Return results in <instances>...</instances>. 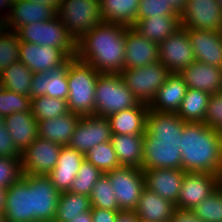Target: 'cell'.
I'll use <instances>...</instances> for the list:
<instances>
[{
	"label": "cell",
	"mask_w": 222,
	"mask_h": 222,
	"mask_svg": "<svg viewBox=\"0 0 222 222\" xmlns=\"http://www.w3.org/2000/svg\"><path fill=\"white\" fill-rule=\"evenodd\" d=\"M185 123L176 113L148 111L143 138V171L153 168L182 170L180 142Z\"/></svg>",
	"instance_id": "obj_1"
},
{
	"label": "cell",
	"mask_w": 222,
	"mask_h": 222,
	"mask_svg": "<svg viewBox=\"0 0 222 222\" xmlns=\"http://www.w3.org/2000/svg\"><path fill=\"white\" fill-rule=\"evenodd\" d=\"M125 28L103 22L76 42V58L99 73L120 74L124 70Z\"/></svg>",
	"instance_id": "obj_2"
},
{
	"label": "cell",
	"mask_w": 222,
	"mask_h": 222,
	"mask_svg": "<svg viewBox=\"0 0 222 222\" xmlns=\"http://www.w3.org/2000/svg\"><path fill=\"white\" fill-rule=\"evenodd\" d=\"M181 137L183 171L222 177V132L204 122H186Z\"/></svg>",
	"instance_id": "obj_3"
},
{
	"label": "cell",
	"mask_w": 222,
	"mask_h": 222,
	"mask_svg": "<svg viewBox=\"0 0 222 222\" xmlns=\"http://www.w3.org/2000/svg\"><path fill=\"white\" fill-rule=\"evenodd\" d=\"M99 72L75 58L68 66V110L80 116L95 115V91Z\"/></svg>",
	"instance_id": "obj_4"
},
{
	"label": "cell",
	"mask_w": 222,
	"mask_h": 222,
	"mask_svg": "<svg viewBox=\"0 0 222 222\" xmlns=\"http://www.w3.org/2000/svg\"><path fill=\"white\" fill-rule=\"evenodd\" d=\"M139 103L120 74L99 73L95 91V115L109 117L134 108Z\"/></svg>",
	"instance_id": "obj_5"
},
{
	"label": "cell",
	"mask_w": 222,
	"mask_h": 222,
	"mask_svg": "<svg viewBox=\"0 0 222 222\" xmlns=\"http://www.w3.org/2000/svg\"><path fill=\"white\" fill-rule=\"evenodd\" d=\"M56 16L63 22L75 42L104 22L100 0H62L56 10Z\"/></svg>",
	"instance_id": "obj_6"
},
{
	"label": "cell",
	"mask_w": 222,
	"mask_h": 222,
	"mask_svg": "<svg viewBox=\"0 0 222 222\" xmlns=\"http://www.w3.org/2000/svg\"><path fill=\"white\" fill-rule=\"evenodd\" d=\"M15 33L20 42L53 46L59 48L68 58L76 56V42L57 16L48 21L23 25Z\"/></svg>",
	"instance_id": "obj_7"
},
{
	"label": "cell",
	"mask_w": 222,
	"mask_h": 222,
	"mask_svg": "<svg viewBox=\"0 0 222 222\" xmlns=\"http://www.w3.org/2000/svg\"><path fill=\"white\" fill-rule=\"evenodd\" d=\"M169 70L161 63L124 69L120 75L125 85L140 102L149 105L166 81Z\"/></svg>",
	"instance_id": "obj_8"
},
{
	"label": "cell",
	"mask_w": 222,
	"mask_h": 222,
	"mask_svg": "<svg viewBox=\"0 0 222 222\" xmlns=\"http://www.w3.org/2000/svg\"><path fill=\"white\" fill-rule=\"evenodd\" d=\"M105 174L113 187L120 211H134L145 188L143 170L134 166H121Z\"/></svg>",
	"instance_id": "obj_9"
},
{
	"label": "cell",
	"mask_w": 222,
	"mask_h": 222,
	"mask_svg": "<svg viewBox=\"0 0 222 222\" xmlns=\"http://www.w3.org/2000/svg\"><path fill=\"white\" fill-rule=\"evenodd\" d=\"M179 16L185 29L222 32V6L218 0H187Z\"/></svg>",
	"instance_id": "obj_10"
},
{
	"label": "cell",
	"mask_w": 222,
	"mask_h": 222,
	"mask_svg": "<svg viewBox=\"0 0 222 222\" xmlns=\"http://www.w3.org/2000/svg\"><path fill=\"white\" fill-rule=\"evenodd\" d=\"M23 177L31 184L32 222H54L60 192L47 176Z\"/></svg>",
	"instance_id": "obj_11"
},
{
	"label": "cell",
	"mask_w": 222,
	"mask_h": 222,
	"mask_svg": "<svg viewBox=\"0 0 222 222\" xmlns=\"http://www.w3.org/2000/svg\"><path fill=\"white\" fill-rule=\"evenodd\" d=\"M158 51L159 62H161L170 73H180L195 62L188 32L182 26L166 40L158 44Z\"/></svg>",
	"instance_id": "obj_12"
},
{
	"label": "cell",
	"mask_w": 222,
	"mask_h": 222,
	"mask_svg": "<svg viewBox=\"0 0 222 222\" xmlns=\"http://www.w3.org/2000/svg\"><path fill=\"white\" fill-rule=\"evenodd\" d=\"M62 146L38 137L23 153V175L47 176L57 164Z\"/></svg>",
	"instance_id": "obj_13"
},
{
	"label": "cell",
	"mask_w": 222,
	"mask_h": 222,
	"mask_svg": "<svg viewBox=\"0 0 222 222\" xmlns=\"http://www.w3.org/2000/svg\"><path fill=\"white\" fill-rule=\"evenodd\" d=\"M111 138L108 117L85 115L81 116L68 146L85 154L95 145L111 141Z\"/></svg>",
	"instance_id": "obj_14"
},
{
	"label": "cell",
	"mask_w": 222,
	"mask_h": 222,
	"mask_svg": "<svg viewBox=\"0 0 222 222\" xmlns=\"http://www.w3.org/2000/svg\"><path fill=\"white\" fill-rule=\"evenodd\" d=\"M221 184V176L211 173L186 172L176 207L192 210Z\"/></svg>",
	"instance_id": "obj_15"
},
{
	"label": "cell",
	"mask_w": 222,
	"mask_h": 222,
	"mask_svg": "<svg viewBox=\"0 0 222 222\" xmlns=\"http://www.w3.org/2000/svg\"><path fill=\"white\" fill-rule=\"evenodd\" d=\"M76 57L68 58L63 64L51 68L48 72L33 73L29 97L49 96L67 100L69 86L67 81V69Z\"/></svg>",
	"instance_id": "obj_16"
},
{
	"label": "cell",
	"mask_w": 222,
	"mask_h": 222,
	"mask_svg": "<svg viewBox=\"0 0 222 222\" xmlns=\"http://www.w3.org/2000/svg\"><path fill=\"white\" fill-rule=\"evenodd\" d=\"M159 62L158 44L152 42L132 27L125 28L124 69H131Z\"/></svg>",
	"instance_id": "obj_17"
},
{
	"label": "cell",
	"mask_w": 222,
	"mask_h": 222,
	"mask_svg": "<svg viewBox=\"0 0 222 222\" xmlns=\"http://www.w3.org/2000/svg\"><path fill=\"white\" fill-rule=\"evenodd\" d=\"M67 59L68 57L59 48L20 42L19 60L33 73L48 72Z\"/></svg>",
	"instance_id": "obj_18"
},
{
	"label": "cell",
	"mask_w": 222,
	"mask_h": 222,
	"mask_svg": "<svg viewBox=\"0 0 222 222\" xmlns=\"http://www.w3.org/2000/svg\"><path fill=\"white\" fill-rule=\"evenodd\" d=\"M195 61L222 68V32L186 29Z\"/></svg>",
	"instance_id": "obj_19"
},
{
	"label": "cell",
	"mask_w": 222,
	"mask_h": 222,
	"mask_svg": "<svg viewBox=\"0 0 222 222\" xmlns=\"http://www.w3.org/2000/svg\"><path fill=\"white\" fill-rule=\"evenodd\" d=\"M145 187L160 197L177 204L185 171L168 168H153L143 171Z\"/></svg>",
	"instance_id": "obj_20"
},
{
	"label": "cell",
	"mask_w": 222,
	"mask_h": 222,
	"mask_svg": "<svg viewBox=\"0 0 222 222\" xmlns=\"http://www.w3.org/2000/svg\"><path fill=\"white\" fill-rule=\"evenodd\" d=\"M6 222H32L31 184L22 176L6 190Z\"/></svg>",
	"instance_id": "obj_21"
},
{
	"label": "cell",
	"mask_w": 222,
	"mask_h": 222,
	"mask_svg": "<svg viewBox=\"0 0 222 222\" xmlns=\"http://www.w3.org/2000/svg\"><path fill=\"white\" fill-rule=\"evenodd\" d=\"M55 16L56 10L50 6L26 0H15L9 16L1 26L4 29L15 32L23 25L48 21Z\"/></svg>",
	"instance_id": "obj_22"
},
{
	"label": "cell",
	"mask_w": 222,
	"mask_h": 222,
	"mask_svg": "<svg viewBox=\"0 0 222 222\" xmlns=\"http://www.w3.org/2000/svg\"><path fill=\"white\" fill-rule=\"evenodd\" d=\"M84 159L83 153L68 145L62 146L57 164L47 175L60 193L68 192L71 189L72 182L75 180Z\"/></svg>",
	"instance_id": "obj_23"
},
{
	"label": "cell",
	"mask_w": 222,
	"mask_h": 222,
	"mask_svg": "<svg viewBox=\"0 0 222 222\" xmlns=\"http://www.w3.org/2000/svg\"><path fill=\"white\" fill-rule=\"evenodd\" d=\"M187 88L202 90L210 95L222 91V68L195 61L179 73Z\"/></svg>",
	"instance_id": "obj_24"
},
{
	"label": "cell",
	"mask_w": 222,
	"mask_h": 222,
	"mask_svg": "<svg viewBox=\"0 0 222 222\" xmlns=\"http://www.w3.org/2000/svg\"><path fill=\"white\" fill-rule=\"evenodd\" d=\"M187 91V85L179 73H170L148 105L149 110L177 113Z\"/></svg>",
	"instance_id": "obj_25"
},
{
	"label": "cell",
	"mask_w": 222,
	"mask_h": 222,
	"mask_svg": "<svg viewBox=\"0 0 222 222\" xmlns=\"http://www.w3.org/2000/svg\"><path fill=\"white\" fill-rule=\"evenodd\" d=\"M4 125L20 153L38 138V121L31 112H17L6 116Z\"/></svg>",
	"instance_id": "obj_26"
},
{
	"label": "cell",
	"mask_w": 222,
	"mask_h": 222,
	"mask_svg": "<svg viewBox=\"0 0 222 222\" xmlns=\"http://www.w3.org/2000/svg\"><path fill=\"white\" fill-rule=\"evenodd\" d=\"M175 209V204L145 187L134 213L140 222H170Z\"/></svg>",
	"instance_id": "obj_27"
},
{
	"label": "cell",
	"mask_w": 222,
	"mask_h": 222,
	"mask_svg": "<svg viewBox=\"0 0 222 222\" xmlns=\"http://www.w3.org/2000/svg\"><path fill=\"white\" fill-rule=\"evenodd\" d=\"M149 108L139 103L136 107L122 110L108 117L112 135H144Z\"/></svg>",
	"instance_id": "obj_28"
},
{
	"label": "cell",
	"mask_w": 222,
	"mask_h": 222,
	"mask_svg": "<svg viewBox=\"0 0 222 222\" xmlns=\"http://www.w3.org/2000/svg\"><path fill=\"white\" fill-rule=\"evenodd\" d=\"M81 116L67 112L56 118L38 121V137L48 139L61 146L69 144Z\"/></svg>",
	"instance_id": "obj_29"
},
{
	"label": "cell",
	"mask_w": 222,
	"mask_h": 222,
	"mask_svg": "<svg viewBox=\"0 0 222 222\" xmlns=\"http://www.w3.org/2000/svg\"><path fill=\"white\" fill-rule=\"evenodd\" d=\"M181 27L179 15H159L136 21L132 28L144 38L161 43Z\"/></svg>",
	"instance_id": "obj_30"
},
{
	"label": "cell",
	"mask_w": 222,
	"mask_h": 222,
	"mask_svg": "<svg viewBox=\"0 0 222 222\" xmlns=\"http://www.w3.org/2000/svg\"><path fill=\"white\" fill-rule=\"evenodd\" d=\"M143 138L144 135H112L111 142L121 166L142 167Z\"/></svg>",
	"instance_id": "obj_31"
},
{
	"label": "cell",
	"mask_w": 222,
	"mask_h": 222,
	"mask_svg": "<svg viewBox=\"0 0 222 222\" xmlns=\"http://www.w3.org/2000/svg\"><path fill=\"white\" fill-rule=\"evenodd\" d=\"M140 0H100L104 22L132 27L137 21Z\"/></svg>",
	"instance_id": "obj_32"
},
{
	"label": "cell",
	"mask_w": 222,
	"mask_h": 222,
	"mask_svg": "<svg viewBox=\"0 0 222 222\" xmlns=\"http://www.w3.org/2000/svg\"><path fill=\"white\" fill-rule=\"evenodd\" d=\"M210 94L187 88L177 115L186 122H204Z\"/></svg>",
	"instance_id": "obj_33"
},
{
	"label": "cell",
	"mask_w": 222,
	"mask_h": 222,
	"mask_svg": "<svg viewBox=\"0 0 222 222\" xmlns=\"http://www.w3.org/2000/svg\"><path fill=\"white\" fill-rule=\"evenodd\" d=\"M32 75L33 72L20 60L14 62L0 73L2 88L29 96Z\"/></svg>",
	"instance_id": "obj_34"
},
{
	"label": "cell",
	"mask_w": 222,
	"mask_h": 222,
	"mask_svg": "<svg viewBox=\"0 0 222 222\" xmlns=\"http://www.w3.org/2000/svg\"><path fill=\"white\" fill-rule=\"evenodd\" d=\"M90 210V196L63 192L59 195L54 222H70L74 216Z\"/></svg>",
	"instance_id": "obj_35"
},
{
	"label": "cell",
	"mask_w": 222,
	"mask_h": 222,
	"mask_svg": "<svg viewBox=\"0 0 222 222\" xmlns=\"http://www.w3.org/2000/svg\"><path fill=\"white\" fill-rule=\"evenodd\" d=\"M84 158L103 174L121 167L111 141L95 145L84 154Z\"/></svg>",
	"instance_id": "obj_36"
},
{
	"label": "cell",
	"mask_w": 222,
	"mask_h": 222,
	"mask_svg": "<svg viewBox=\"0 0 222 222\" xmlns=\"http://www.w3.org/2000/svg\"><path fill=\"white\" fill-rule=\"evenodd\" d=\"M68 110L67 100L38 96L31 99V113L37 121L56 118L64 115Z\"/></svg>",
	"instance_id": "obj_37"
},
{
	"label": "cell",
	"mask_w": 222,
	"mask_h": 222,
	"mask_svg": "<svg viewBox=\"0 0 222 222\" xmlns=\"http://www.w3.org/2000/svg\"><path fill=\"white\" fill-rule=\"evenodd\" d=\"M91 208H101L111 211H120L117 204L116 195L109 181L108 176L104 173L93 186L90 195Z\"/></svg>",
	"instance_id": "obj_38"
},
{
	"label": "cell",
	"mask_w": 222,
	"mask_h": 222,
	"mask_svg": "<svg viewBox=\"0 0 222 222\" xmlns=\"http://www.w3.org/2000/svg\"><path fill=\"white\" fill-rule=\"evenodd\" d=\"M102 175L103 173L98 168L84 159L69 191L74 194L90 196L93 186Z\"/></svg>",
	"instance_id": "obj_39"
},
{
	"label": "cell",
	"mask_w": 222,
	"mask_h": 222,
	"mask_svg": "<svg viewBox=\"0 0 222 222\" xmlns=\"http://www.w3.org/2000/svg\"><path fill=\"white\" fill-rule=\"evenodd\" d=\"M192 210L203 222H222V184Z\"/></svg>",
	"instance_id": "obj_40"
},
{
	"label": "cell",
	"mask_w": 222,
	"mask_h": 222,
	"mask_svg": "<svg viewBox=\"0 0 222 222\" xmlns=\"http://www.w3.org/2000/svg\"><path fill=\"white\" fill-rule=\"evenodd\" d=\"M20 40L15 32L0 25V73L10 64L19 61Z\"/></svg>",
	"instance_id": "obj_41"
},
{
	"label": "cell",
	"mask_w": 222,
	"mask_h": 222,
	"mask_svg": "<svg viewBox=\"0 0 222 222\" xmlns=\"http://www.w3.org/2000/svg\"><path fill=\"white\" fill-rule=\"evenodd\" d=\"M17 112H31V98L2 88L0 90V116Z\"/></svg>",
	"instance_id": "obj_42"
},
{
	"label": "cell",
	"mask_w": 222,
	"mask_h": 222,
	"mask_svg": "<svg viewBox=\"0 0 222 222\" xmlns=\"http://www.w3.org/2000/svg\"><path fill=\"white\" fill-rule=\"evenodd\" d=\"M159 15H180L167 0H140L138 4L137 21Z\"/></svg>",
	"instance_id": "obj_43"
},
{
	"label": "cell",
	"mask_w": 222,
	"mask_h": 222,
	"mask_svg": "<svg viewBox=\"0 0 222 222\" xmlns=\"http://www.w3.org/2000/svg\"><path fill=\"white\" fill-rule=\"evenodd\" d=\"M22 176L21 158H0V187L8 188Z\"/></svg>",
	"instance_id": "obj_44"
},
{
	"label": "cell",
	"mask_w": 222,
	"mask_h": 222,
	"mask_svg": "<svg viewBox=\"0 0 222 222\" xmlns=\"http://www.w3.org/2000/svg\"><path fill=\"white\" fill-rule=\"evenodd\" d=\"M204 124L222 132V91L210 95Z\"/></svg>",
	"instance_id": "obj_45"
},
{
	"label": "cell",
	"mask_w": 222,
	"mask_h": 222,
	"mask_svg": "<svg viewBox=\"0 0 222 222\" xmlns=\"http://www.w3.org/2000/svg\"><path fill=\"white\" fill-rule=\"evenodd\" d=\"M0 158H21L5 125L0 131Z\"/></svg>",
	"instance_id": "obj_46"
},
{
	"label": "cell",
	"mask_w": 222,
	"mask_h": 222,
	"mask_svg": "<svg viewBox=\"0 0 222 222\" xmlns=\"http://www.w3.org/2000/svg\"><path fill=\"white\" fill-rule=\"evenodd\" d=\"M120 211L91 208L92 222H115Z\"/></svg>",
	"instance_id": "obj_47"
},
{
	"label": "cell",
	"mask_w": 222,
	"mask_h": 222,
	"mask_svg": "<svg viewBox=\"0 0 222 222\" xmlns=\"http://www.w3.org/2000/svg\"><path fill=\"white\" fill-rule=\"evenodd\" d=\"M170 222H203L189 209L177 208L173 212Z\"/></svg>",
	"instance_id": "obj_48"
},
{
	"label": "cell",
	"mask_w": 222,
	"mask_h": 222,
	"mask_svg": "<svg viewBox=\"0 0 222 222\" xmlns=\"http://www.w3.org/2000/svg\"><path fill=\"white\" fill-rule=\"evenodd\" d=\"M14 1L15 0H0V25L9 16ZM4 10H6V12Z\"/></svg>",
	"instance_id": "obj_49"
},
{
	"label": "cell",
	"mask_w": 222,
	"mask_h": 222,
	"mask_svg": "<svg viewBox=\"0 0 222 222\" xmlns=\"http://www.w3.org/2000/svg\"><path fill=\"white\" fill-rule=\"evenodd\" d=\"M115 222H140L134 211H120Z\"/></svg>",
	"instance_id": "obj_50"
},
{
	"label": "cell",
	"mask_w": 222,
	"mask_h": 222,
	"mask_svg": "<svg viewBox=\"0 0 222 222\" xmlns=\"http://www.w3.org/2000/svg\"><path fill=\"white\" fill-rule=\"evenodd\" d=\"M70 222H92V214L90 211H85L78 216H74V219Z\"/></svg>",
	"instance_id": "obj_51"
},
{
	"label": "cell",
	"mask_w": 222,
	"mask_h": 222,
	"mask_svg": "<svg viewBox=\"0 0 222 222\" xmlns=\"http://www.w3.org/2000/svg\"><path fill=\"white\" fill-rule=\"evenodd\" d=\"M168 3L180 14L185 8L187 0H167Z\"/></svg>",
	"instance_id": "obj_52"
},
{
	"label": "cell",
	"mask_w": 222,
	"mask_h": 222,
	"mask_svg": "<svg viewBox=\"0 0 222 222\" xmlns=\"http://www.w3.org/2000/svg\"><path fill=\"white\" fill-rule=\"evenodd\" d=\"M26 1L41 3L57 10L62 0H26Z\"/></svg>",
	"instance_id": "obj_53"
},
{
	"label": "cell",
	"mask_w": 222,
	"mask_h": 222,
	"mask_svg": "<svg viewBox=\"0 0 222 222\" xmlns=\"http://www.w3.org/2000/svg\"><path fill=\"white\" fill-rule=\"evenodd\" d=\"M7 188L0 187V211L4 210Z\"/></svg>",
	"instance_id": "obj_54"
},
{
	"label": "cell",
	"mask_w": 222,
	"mask_h": 222,
	"mask_svg": "<svg viewBox=\"0 0 222 222\" xmlns=\"http://www.w3.org/2000/svg\"><path fill=\"white\" fill-rule=\"evenodd\" d=\"M0 222H6V217L3 211H0Z\"/></svg>",
	"instance_id": "obj_55"
},
{
	"label": "cell",
	"mask_w": 222,
	"mask_h": 222,
	"mask_svg": "<svg viewBox=\"0 0 222 222\" xmlns=\"http://www.w3.org/2000/svg\"><path fill=\"white\" fill-rule=\"evenodd\" d=\"M2 126H4V117L0 116V131H2Z\"/></svg>",
	"instance_id": "obj_56"
},
{
	"label": "cell",
	"mask_w": 222,
	"mask_h": 222,
	"mask_svg": "<svg viewBox=\"0 0 222 222\" xmlns=\"http://www.w3.org/2000/svg\"><path fill=\"white\" fill-rule=\"evenodd\" d=\"M2 89V82H1V79H0V90Z\"/></svg>",
	"instance_id": "obj_57"
},
{
	"label": "cell",
	"mask_w": 222,
	"mask_h": 222,
	"mask_svg": "<svg viewBox=\"0 0 222 222\" xmlns=\"http://www.w3.org/2000/svg\"><path fill=\"white\" fill-rule=\"evenodd\" d=\"M219 1V4L222 6V0H218Z\"/></svg>",
	"instance_id": "obj_58"
}]
</instances>
